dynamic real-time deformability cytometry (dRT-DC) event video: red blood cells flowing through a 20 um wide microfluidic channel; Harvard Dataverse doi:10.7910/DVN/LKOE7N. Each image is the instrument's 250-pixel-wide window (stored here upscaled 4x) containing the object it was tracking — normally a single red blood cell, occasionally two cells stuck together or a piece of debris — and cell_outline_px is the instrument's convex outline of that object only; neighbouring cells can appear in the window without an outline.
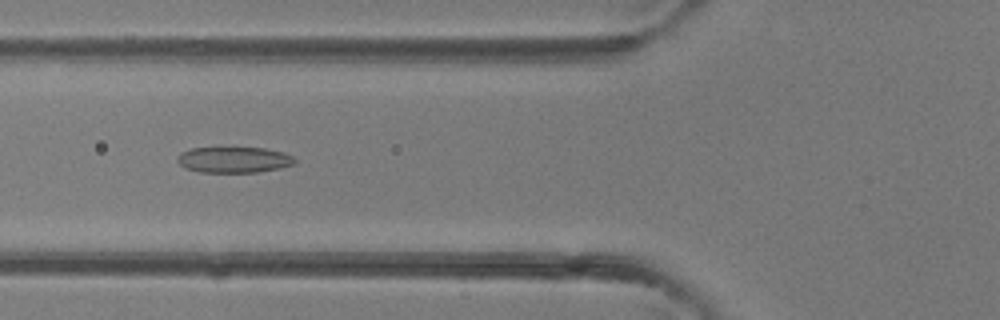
{"species": "common noctule bat (a hibernating species)", "species_latin": "Nyctalus noctula", "temperature_condition": "room temperature", "stored_images_in_passage": 3, "camera_frame_rate_fps": 3000, "um_per_image_px": 0.085, "animal": {"sex": "female"}, "frame": {"image": 1, "passage_image": 3, "time_ms": 2.333, "image_size_px": [1000, 320], "cell_outline_px": [[296, 160], [292, 164], [280, 168], [256, 172], [200, 172], [184, 168], [176, 160], [180, 152], [192, 148], [264, 148], [284, 152], [292, 156]], "centroid_in_image_um": [19.85, 13.58], "position_along_channel_um": 105.9, "area_um2": 17.63}}